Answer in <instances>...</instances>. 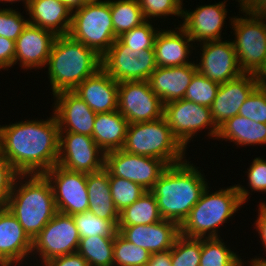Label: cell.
<instances>
[{"mask_svg":"<svg viewBox=\"0 0 266 266\" xmlns=\"http://www.w3.org/2000/svg\"><path fill=\"white\" fill-rule=\"evenodd\" d=\"M59 135L55 115L0 125V154L19 174H43L57 165Z\"/></svg>","mask_w":266,"mask_h":266,"instance_id":"cell-1","label":"cell"},{"mask_svg":"<svg viewBox=\"0 0 266 266\" xmlns=\"http://www.w3.org/2000/svg\"><path fill=\"white\" fill-rule=\"evenodd\" d=\"M204 177L187 159L169 165L150 190L162 219L180 226L208 186Z\"/></svg>","mask_w":266,"mask_h":266,"instance_id":"cell-2","label":"cell"},{"mask_svg":"<svg viewBox=\"0 0 266 266\" xmlns=\"http://www.w3.org/2000/svg\"><path fill=\"white\" fill-rule=\"evenodd\" d=\"M6 207L32 240L58 212L51 185L43 174H19Z\"/></svg>","mask_w":266,"mask_h":266,"instance_id":"cell-3","label":"cell"},{"mask_svg":"<svg viewBox=\"0 0 266 266\" xmlns=\"http://www.w3.org/2000/svg\"><path fill=\"white\" fill-rule=\"evenodd\" d=\"M207 186L199 201L182 222L180 235L189 238H212L218 235L223 223H227L240 206L249 199V191L240 184L211 193ZM210 192V194H209Z\"/></svg>","mask_w":266,"mask_h":266,"instance_id":"cell-4","label":"cell"},{"mask_svg":"<svg viewBox=\"0 0 266 266\" xmlns=\"http://www.w3.org/2000/svg\"><path fill=\"white\" fill-rule=\"evenodd\" d=\"M48 78L55 95L73 91L101 68V56L69 34L57 36L47 62Z\"/></svg>","mask_w":266,"mask_h":266,"instance_id":"cell-5","label":"cell"},{"mask_svg":"<svg viewBox=\"0 0 266 266\" xmlns=\"http://www.w3.org/2000/svg\"><path fill=\"white\" fill-rule=\"evenodd\" d=\"M185 148L173 135L164 116L140 123H130L122 150L140 156H150L168 165H174L186 158Z\"/></svg>","mask_w":266,"mask_h":266,"instance_id":"cell-6","label":"cell"},{"mask_svg":"<svg viewBox=\"0 0 266 266\" xmlns=\"http://www.w3.org/2000/svg\"><path fill=\"white\" fill-rule=\"evenodd\" d=\"M69 35L102 57L118 38L114 33L110 0L84 4L73 11Z\"/></svg>","mask_w":266,"mask_h":266,"instance_id":"cell-7","label":"cell"},{"mask_svg":"<svg viewBox=\"0 0 266 266\" xmlns=\"http://www.w3.org/2000/svg\"><path fill=\"white\" fill-rule=\"evenodd\" d=\"M242 13L244 18L229 19L236 37L232 43L240 69L244 73H254L266 59V16Z\"/></svg>","mask_w":266,"mask_h":266,"instance_id":"cell-8","label":"cell"},{"mask_svg":"<svg viewBox=\"0 0 266 266\" xmlns=\"http://www.w3.org/2000/svg\"><path fill=\"white\" fill-rule=\"evenodd\" d=\"M101 68L119 83L147 81L157 68L155 49L133 51L116 39L101 57Z\"/></svg>","mask_w":266,"mask_h":266,"instance_id":"cell-9","label":"cell"},{"mask_svg":"<svg viewBox=\"0 0 266 266\" xmlns=\"http://www.w3.org/2000/svg\"><path fill=\"white\" fill-rule=\"evenodd\" d=\"M163 116L173 135L186 148L192 137L202 129H210L208 137L216 139V126L209 107L201 106L187 99H179L164 104Z\"/></svg>","mask_w":266,"mask_h":266,"instance_id":"cell-10","label":"cell"},{"mask_svg":"<svg viewBox=\"0 0 266 266\" xmlns=\"http://www.w3.org/2000/svg\"><path fill=\"white\" fill-rule=\"evenodd\" d=\"M79 241V232L72 215L57 212L32 240L31 256L39 254V262L41 260V264H44L53 258L77 252Z\"/></svg>","mask_w":266,"mask_h":266,"instance_id":"cell-11","label":"cell"},{"mask_svg":"<svg viewBox=\"0 0 266 266\" xmlns=\"http://www.w3.org/2000/svg\"><path fill=\"white\" fill-rule=\"evenodd\" d=\"M169 165L150 156L131 154L122 149L105 153L104 168L109 175L139 184L150 191Z\"/></svg>","mask_w":266,"mask_h":266,"instance_id":"cell-12","label":"cell"},{"mask_svg":"<svg viewBox=\"0 0 266 266\" xmlns=\"http://www.w3.org/2000/svg\"><path fill=\"white\" fill-rule=\"evenodd\" d=\"M105 152L91 136L60 132L57 164L73 172L92 173L104 168Z\"/></svg>","mask_w":266,"mask_h":266,"instance_id":"cell-13","label":"cell"},{"mask_svg":"<svg viewBox=\"0 0 266 266\" xmlns=\"http://www.w3.org/2000/svg\"><path fill=\"white\" fill-rule=\"evenodd\" d=\"M43 175L51 185L58 212L73 215L89 209L86 173L66 170L57 164Z\"/></svg>","mask_w":266,"mask_h":266,"instance_id":"cell-14","label":"cell"},{"mask_svg":"<svg viewBox=\"0 0 266 266\" xmlns=\"http://www.w3.org/2000/svg\"><path fill=\"white\" fill-rule=\"evenodd\" d=\"M118 111L129 124L148 122L163 117L164 104L148 81H123L118 86Z\"/></svg>","mask_w":266,"mask_h":266,"instance_id":"cell-15","label":"cell"},{"mask_svg":"<svg viewBox=\"0 0 266 266\" xmlns=\"http://www.w3.org/2000/svg\"><path fill=\"white\" fill-rule=\"evenodd\" d=\"M200 59L197 71L218 84L234 80L244 72L238 65V59L232 41L214 40L200 43Z\"/></svg>","mask_w":266,"mask_h":266,"instance_id":"cell-16","label":"cell"},{"mask_svg":"<svg viewBox=\"0 0 266 266\" xmlns=\"http://www.w3.org/2000/svg\"><path fill=\"white\" fill-rule=\"evenodd\" d=\"M226 1L202 5L194 10L182 11L183 23L180 26L188 36L193 40V43L221 40L222 28L226 22L227 16Z\"/></svg>","mask_w":266,"mask_h":266,"instance_id":"cell-17","label":"cell"},{"mask_svg":"<svg viewBox=\"0 0 266 266\" xmlns=\"http://www.w3.org/2000/svg\"><path fill=\"white\" fill-rule=\"evenodd\" d=\"M53 114L60 132H74L92 137L96 113L73 91L53 95Z\"/></svg>","mask_w":266,"mask_h":266,"instance_id":"cell-18","label":"cell"},{"mask_svg":"<svg viewBox=\"0 0 266 266\" xmlns=\"http://www.w3.org/2000/svg\"><path fill=\"white\" fill-rule=\"evenodd\" d=\"M56 35L44 28L29 24L15 41L14 64L22 69L46 68Z\"/></svg>","mask_w":266,"mask_h":266,"instance_id":"cell-19","label":"cell"},{"mask_svg":"<svg viewBox=\"0 0 266 266\" xmlns=\"http://www.w3.org/2000/svg\"><path fill=\"white\" fill-rule=\"evenodd\" d=\"M118 233L137 247L158 253L173 247L180 235V227L174 221L162 219L148 225L118 226Z\"/></svg>","mask_w":266,"mask_h":266,"instance_id":"cell-20","label":"cell"},{"mask_svg":"<svg viewBox=\"0 0 266 266\" xmlns=\"http://www.w3.org/2000/svg\"><path fill=\"white\" fill-rule=\"evenodd\" d=\"M31 251L32 239L8 208L0 207V266L23 264Z\"/></svg>","mask_w":266,"mask_h":266,"instance_id":"cell-21","label":"cell"},{"mask_svg":"<svg viewBox=\"0 0 266 266\" xmlns=\"http://www.w3.org/2000/svg\"><path fill=\"white\" fill-rule=\"evenodd\" d=\"M256 88L253 73H243L234 80L220 84L210 106L216 126L219 128L228 119L238 115L240 107Z\"/></svg>","mask_w":266,"mask_h":266,"instance_id":"cell-22","label":"cell"},{"mask_svg":"<svg viewBox=\"0 0 266 266\" xmlns=\"http://www.w3.org/2000/svg\"><path fill=\"white\" fill-rule=\"evenodd\" d=\"M118 86L119 82L100 68L80 83L73 92L95 113H108L118 110Z\"/></svg>","mask_w":266,"mask_h":266,"instance_id":"cell-23","label":"cell"},{"mask_svg":"<svg viewBox=\"0 0 266 266\" xmlns=\"http://www.w3.org/2000/svg\"><path fill=\"white\" fill-rule=\"evenodd\" d=\"M196 72L197 65L194 61L177 67H157L147 81L151 90L166 104L184 98Z\"/></svg>","mask_w":266,"mask_h":266,"instance_id":"cell-24","label":"cell"},{"mask_svg":"<svg viewBox=\"0 0 266 266\" xmlns=\"http://www.w3.org/2000/svg\"><path fill=\"white\" fill-rule=\"evenodd\" d=\"M175 29H161L156 35L154 49L157 67H177L193 63L188 59L191 51L196 49L193 48L196 43L181 27Z\"/></svg>","mask_w":266,"mask_h":266,"instance_id":"cell-25","label":"cell"},{"mask_svg":"<svg viewBox=\"0 0 266 266\" xmlns=\"http://www.w3.org/2000/svg\"><path fill=\"white\" fill-rule=\"evenodd\" d=\"M29 24L53 32L56 36L68 35L72 12L59 0H31L27 10Z\"/></svg>","mask_w":266,"mask_h":266,"instance_id":"cell-26","label":"cell"},{"mask_svg":"<svg viewBox=\"0 0 266 266\" xmlns=\"http://www.w3.org/2000/svg\"><path fill=\"white\" fill-rule=\"evenodd\" d=\"M129 122L117 110L108 113H96L92 138L105 152L122 149Z\"/></svg>","mask_w":266,"mask_h":266,"instance_id":"cell-27","label":"cell"},{"mask_svg":"<svg viewBox=\"0 0 266 266\" xmlns=\"http://www.w3.org/2000/svg\"><path fill=\"white\" fill-rule=\"evenodd\" d=\"M89 211L108 221H119L120 213L112 200L109 173L103 168L87 174Z\"/></svg>","mask_w":266,"mask_h":266,"instance_id":"cell-28","label":"cell"},{"mask_svg":"<svg viewBox=\"0 0 266 266\" xmlns=\"http://www.w3.org/2000/svg\"><path fill=\"white\" fill-rule=\"evenodd\" d=\"M216 139L229 140L237 147L266 145V124L256 123L238 114L219 127Z\"/></svg>","mask_w":266,"mask_h":266,"instance_id":"cell-29","label":"cell"},{"mask_svg":"<svg viewBox=\"0 0 266 266\" xmlns=\"http://www.w3.org/2000/svg\"><path fill=\"white\" fill-rule=\"evenodd\" d=\"M162 220L156 198L150 191L120 212L118 226L148 225Z\"/></svg>","mask_w":266,"mask_h":266,"instance_id":"cell-30","label":"cell"},{"mask_svg":"<svg viewBox=\"0 0 266 266\" xmlns=\"http://www.w3.org/2000/svg\"><path fill=\"white\" fill-rule=\"evenodd\" d=\"M115 236H91L81 238L77 252L89 266H113Z\"/></svg>","mask_w":266,"mask_h":266,"instance_id":"cell-31","label":"cell"},{"mask_svg":"<svg viewBox=\"0 0 266 266\" xmlns=\"http://www.w3.org/2000/svg\"><path fill=\"white\" fill-rule=\"evenodd\" d=\"M110 13L117 37L146 21L138 0H110Z\"/></svg>","mask_w":266,"mask_h":266,"instance_id":"cell-32","label":"cell"},{"mask_svg":"<svg viewBox=\"0 0 266 266\" xmlns=\"http://www.w3.org/2000/svg\"><path fill=\"white\" fill-rule=\"evenodd\" d=\"M240 256L225 245L221 237L202 238L199 266H244Z\"/></svg>","mask_w":266,"mask_h":266,"instance_id":"cell-33","label":"cell"},{"mask_svg":"<svg viewBox=\"0 0 266 266\" xmlns=\"http://www.w3.org/2000/svg\"><path fill=\"white\" fill-rule=\"evenodd\" d=\"M79 237L86 238L91 236H115L118 233L119 221H108L97 217L89 210L83 213L72 215Z\"/></svg>","mask_w":266,"mask_h":266,"instance_id":"cell-34","label":"cell"},{"mask_svg":"<svg viewBox=\"0 0 266 266\" xmlns=\"http://www.w3.org/2000/svg\"><path fill=\"white\" fill-rule=\"evenodd\" d=\"M151 253L124 239L119 233L114 237L113 266H146Z\"/></svg>","mask_w":266,"mask_h":266,"instance_id":"cell-35","label":"cell"},{"mask_svg":"<svg viewBox=\"0 0 266 266\" xmlns=\"http://www.w3.org/2000/svg\"><path fill=\"white\" fill-rule=\"evenodd\" d=\"M202 238L179 235L171 248L172 266H199Z\"/></svg>","mask_w":266,"mask_h":266,"instance_id":"cell-36","label":"cell"},{"mask_svg":"<svg viewBox=\"0 0 266 266\" xmlns=\"http://www.w3.org/2000/svg\"><path fill=\"white\" fill-rule=\"evenodd\" d=\"M109 185L112 200L119 213L132 205L146 191L135 182L113 175H109Z\"/></svg>","mask_w":266,"mask_h":266,"instance_id":"cell-37","label":"cell"},{"mask_svg":"<svg viewBox=\"0 0 266 266\" xmlns=\"http://www.w3.org/2000/svg\"><path fill=\"white\" fill-rule=\"evenodd\" d=\"M219 86L220 84L213 82L197 71L191 79L184 99L210 108L216 97Z\"/></svg>","mask_w":266,"mask_h":266,"instance_id":"cell-38","label":"cell"},{"mask_svg":"<svg viewBox=\"0 0 266 266\" xmlns=\"http://www.w3.org/2000/svg\"><path fill=\"white\" fill-rule=\"evenodd\" d=\"M146 20L141 25L121 34L117 39L133 51L154 48V42L159 29Z\"/></svg>","mask_w":266,"mask_h":266,"instance_id":"cell-39","label":"cell"},{"mask_svg":"<svg viewBox=\"0 0 266 266\" xmlns=\"http://www.w3.org/2000/svg\"><path fill=\"white\" fill-rule=\"evenodd\" d=\"M145 20L162 18L164 16H178L182 19L183 7L176 0H138ZM153 17V18H152Z\"/></svg>","mask_w":266,"mask_h":266,"instance_id":"cell-40","label":"cell"},{"mask_svg":"<svg viewBox=\"0 0 266 266\" xmlns=\"http://www.w3.org/2000/svg\"><path fill=\"white\" fill-rule=\"evenodd\" d=\"M13 8H0V36L16 41L28 25V19H24L19 11Z\"/></svg>","mask_w":266,"mask_h":266,"instance_id":"cell-41","label":"cell"},{"mask_svg":"<svg viewBox=\"0 0 266 266\" xmlns=\"http://www.w3.org/2000/svg\"><path fill=\"white\" fill-rule=\"evenodd\" d=\"M239 115L256 123L266 124V95L256 88L244 101L238 112Z\"/></svg>","mask_w":266,"mask_h":266,"instance_id":"cell-42","label":"cell"},{"mask_svg":"<svg viewBox=\"0 0 266 266\" xmlns=\"http://www.w3.org/2000/svg\"><path fill=\"white\" fill-rule=\"evenodd\" d=\"M18 175L19 173L0 154V207L6 206L13 184Z\"/></svg>","mask_w":266,"mask_h":266,"instance_id":"cell-43","label":"cell"},{"mask_svg":"<svg viewBox=\"0 0 266 266\" xmlns=\"http://www.w3.org/2000/svg\"><path fill=\"white\" fill-rule=\"evenodd\" d=\"M247 170L245 173H248L247 180L251 191L266 193V159L254 158Z\"/></svg>","mask_w":266,"mask_h":266,"instance_id":"cell-44","label":"cell"},{"mask_svg":"<svg viewBox=\"0 0 266 266\" xmlns=\"http://www.w3.org/2000/svg\"><path fill=\"white\" fill-rule=\"evenodd\" d=\"M15 41L0 36V70L14 66Z\"/></svg>","mask_w":266,"mask_h":266,"instance_id":"cell-45","label":"cell"},{"mask_svg":"<svg viewBox=\"0 0 266 266\" xmlns=\"http://www.w3.org/2000/svg\"><path fill=\"white\" fill-rule=\"evenodd\" d=\"M43 266H89L88 262L78 253H71L53 258L43 264Z\"/></svg>","mask_w":266,"mask_h":266,"instance_id":"cell-46","label":"cell"},{"mask_svg":"<svg viewBox=\"0 0 266 266\" xmlns=\"http://www.w3.org/2000/svg\"><path fill=\"white\" fill-rule=\"evenodd\" d=\"M146 266H172L171 249L165 252L151 253Z\"/></svg>","mask_w":266,"mask_h":266,"instance_id":"cell-47","label":"cell"},{"mask_svg":"<svg viewBox=\"0 0 266 266\" xmlns=\"http://www.w3.org/2000/svg\"><path fill=\"white\" fill-rule=\"evenodd\" d=\"M258 217L255 220L256 225V231H258L259 234V238L262 242V244L264 245L263 248H265L264 250L266 251V211H264L260 206H258Z\"/></svg>","mask_w":266,"mask_h":266,"instance_id":"cell-48","label":"cell"},{"mask_svg":"<svg viewBox=\"0 0 266 266\" xmlns=\"http://www.w3.org/2000/svg\"><path fill=\"white\" fill-rule=\"evenodd\" d=\"M257 88L261 85L266 84V59L258 67V69L253 73Z\"/></svg>","mask_w":266,"mask_h":266,"instance_id":"cell-49","label":"cell"},{"mask_svg":"<svg viewBox=\"0 0 266 266\" xmlns=\"http://www.w3.org/2000/svg\"><path fill=\"white\" fill-rule=\"evenodd\" d=\"M247 12L255 16H266V0H257Z\"/></svg>","mask_w":266,"mask_h":266,"instance_id":"cell-50","label":"cell"},{"mask_svg":"<svg viewBox=\"0 0 266 266\" xmlns=\"http://www.w3.org/2000/svg\"><path fill=\"white\" fill-rule=\"evenodd\" d=\"M65 4L71 12L79 9L84 5L83 0H59Z\"/></svg>","mask_w":266,"mask_h":266,"instance_id":"cell-51","label":"cell"},{"mask_svg":"<svg viewBox=\"0 0 266 266\" xmlns=\"http://www.w3.org/2000/svg\"><path fill=\"white\" fill-rule=\"evenodd\" d=\"M239 8L242 12H247L256 2L257 0H238Z\"/></svg>","mask_w":266,"mask_h":266,"instance_id":"cell-52","label":"cell"},{"mask_svg":"<svg viewBox=\"0 0 266 266\" xmlns=\"http://www.w3.org/2000/svg\"><path fill=\"white\" fill-rule=\"evenodd\" d=\"M250 265L251 266H266V259L265 258H255L254 259L252 258L250 261Z\"/></svg>","mask_w":266,"mask_h":266,"instance_id":"cell-53","label":"cell"},{"mask_svg":"<svg viewBox=\"0 0 266 266\" xmlns=\"http://www.w3.org/2000/svg\"><path fill=\"white\" fill-rule=\"evenodd\" d=\"M109 0L101 1V0H83L84 4H92V3H105L108 2Z\"/></svg>","mask_w":266,"mask_h":266,"instance_id":"cell-54","label":"cell"},{"mask_svg":"<svg viewBox=\"0 0 266 266\" xmlns=\"http://www.w3.org/2000/svg\"><path fill=\"white\" fill-rule=\"evenodd\" d=\"M20 1H22L23 2V4H25L24 6H25V9H27V7H28V5H29V3H30V1L31 0H10V3L11 4H13V3H15V2H20Z\"/></svg>","mask_w":266,"mask_h":266,"instance_id":"cell-55","label":"cell"},{"mask_svg":"<svg viewBox=\"0 0 266 266\" xmlns=\"http://www.w3.org/2000/svg\"><path fill=\"white\" fill-rule=\"evenodd\" d=\"M259 206L264 210V211H266V202L264 201V202H260L259 203Z\"/></svg>","mask_w":266,"mask_h":266,"instance_id":"cell-56","label":"cell"},{"mask_svg":"<svg viewBox=\"0 0 266 266\" xmlns=\"http://www.w3.org/2000/svg\"><path fill=\"white\" fill-rule=\"evenodd\" d=\"M259 88H260V89L262 90V92L266 95V84H265V85H261Z\"/></svg>","mask_w":266,"mask_h":266,"instance_id":"cell-57","label":"cell"},{"mask_svg":"<svg viewBox=\"0 0 266 266\" xmlns=\"http://www.w3.org/2000/svg\"><path fill=\"white\" fill-rule=\"evenodd\" d=\"M178 2V4L183 7L184 3H183V0H176ZM183 4V5H182Z\"/></svg>","mask_w":266,"mask_h":266,"instance_id":"cell-58","label":"cell"},{"mask_svg":"<svg viewBox=\"0 0 266 266\" xmlns=\"http://www.w3.org/2000/svg\"><path fill=\"white\" fill-rule=\"evenodd\" d=\"M1 2H2V3H3V2H4V3H7V2L9 3L10 0H0V3H1Z\"/></svg>","mask_w":266,"mask_h":266,"instance_id":"cell-59","label":"cell"}]
</instances>
